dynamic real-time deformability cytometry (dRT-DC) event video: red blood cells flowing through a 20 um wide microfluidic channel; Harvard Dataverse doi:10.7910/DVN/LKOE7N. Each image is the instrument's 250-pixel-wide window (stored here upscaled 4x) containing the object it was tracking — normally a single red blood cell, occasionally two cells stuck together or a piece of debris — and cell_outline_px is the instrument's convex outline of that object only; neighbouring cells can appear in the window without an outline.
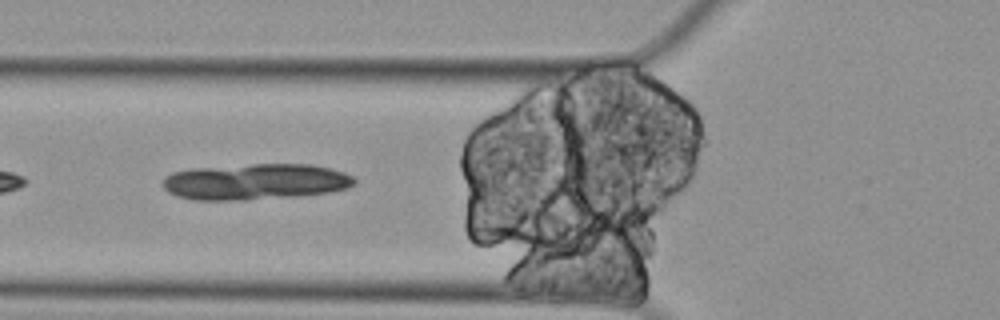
{"species": "Egyptian fruit bat (a non-hibernating species)", "species_latin": "Rousettus aegyptiacus", "temperature_condition": "cold", "stored_images_in_passage": 8, "camera_frame_rate_fps": 3000, "um_per_image_px": 0.085, "animal": {"sex": "female"}, "frame": {"image": 1, "passage_image": 5, "time_ms": 1.333, "image_size_px": [1000, 320], "cell_outline_px": [[356, 184], [348, 188], [328, 192], [300, 196], [244, 200], [192, 200], [176, 196], [168, 192], [164, 188], [164, 176], [172, 172], [192, 168], [252, 164], [312, 164], [344, 172], [352, 176], [356, 180]], "centroid_in_image_um": [21.7, 15.45], "position_along_channel_um": 104.1, "area_um2": 40.58}}
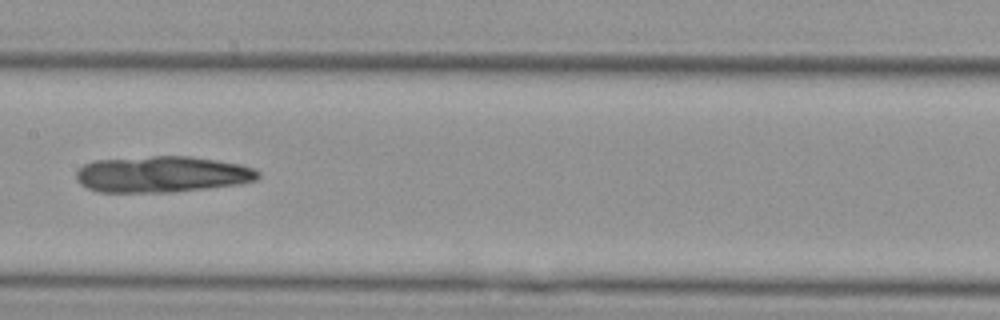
{"frame": {"image": 2, "passage_image": 7, "time_ms": 2.0, "image_size_px": [1000, 320], "cell_outline_px": [[260, 176], [256, 180], [236, 184], [172, 192], [100, 192], [88, 188], [80, 184], [76, 180], [76, 172], [84, 164], [92, 160], [152, 156], [188, 156], [216, 160], [240, 164], [252, 168], [260, 172]], "centroid_in_image_um": [13.73, 14.81], "position_along_channel_um": 193.7, "area_um2": 38.32}}
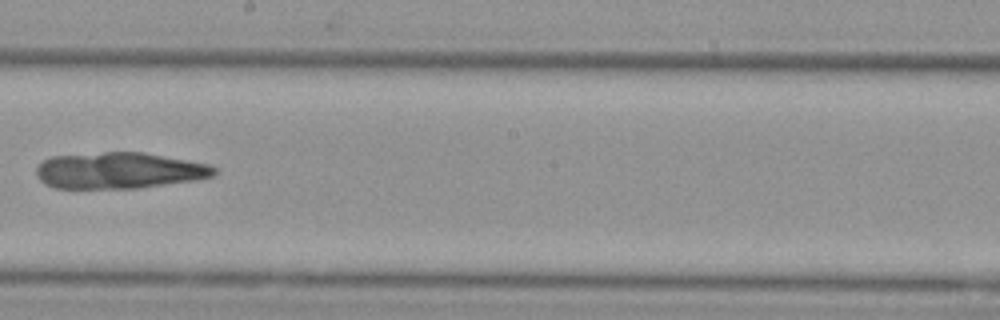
{"frame": {"image": 3, "passage_image": 8, "time_ms": 2.333, "image_size_px": [1000, 320], "cell_outline_px": [[216, 172], [212, 176], [196, 180], [136, 188], [56, 188], [44, 184], [36, 176], [36, 168], [44, 160], [52, 156], [104, 152], [144, 152], [208, 164], [216, 168]], "centroid_in_image_um": [10.1, 14.49], "position_along_channel_um": 238.1, "area_um2": 37.51}}